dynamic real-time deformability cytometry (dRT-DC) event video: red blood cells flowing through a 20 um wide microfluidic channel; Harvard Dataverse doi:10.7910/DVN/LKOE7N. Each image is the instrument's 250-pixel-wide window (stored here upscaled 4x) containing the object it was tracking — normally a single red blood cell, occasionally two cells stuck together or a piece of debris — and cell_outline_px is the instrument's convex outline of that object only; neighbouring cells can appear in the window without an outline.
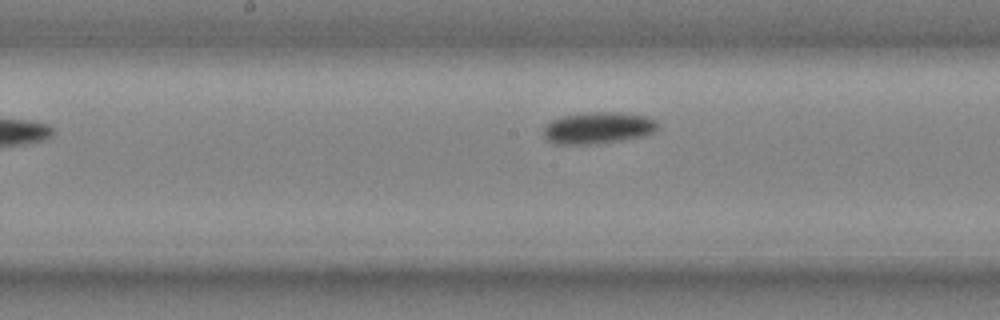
{"species": "common noctule bat (a hibernating species)", "species_latin": "Nyctalus noctula", "temperature_condition": "cold", "stored_images_in_passage": 8, "camera_frame_rate_fps": 3000, "um_per_image_px": 0.085, "animal": {"sex": "male", "body_mass_g": 20.4}, "frame": {"image": 1, "passage_image": 7, "time_ms": 2.0, "image_size_px": [1000, 320], "cell_outline_px": [[660, 124], [656, 132], [644, 136], [624, 140], [596, 144], [556, 144], [548, 140], [544, 136], [544, 128], [552, 120], [560, 116], [584, 112], [616, 112], [648, 116], [656, 120]], "centroid_in_image_um": [50.89, 10.87], "position_along_channel_um": 197.3, "area_um2": 21.44}}
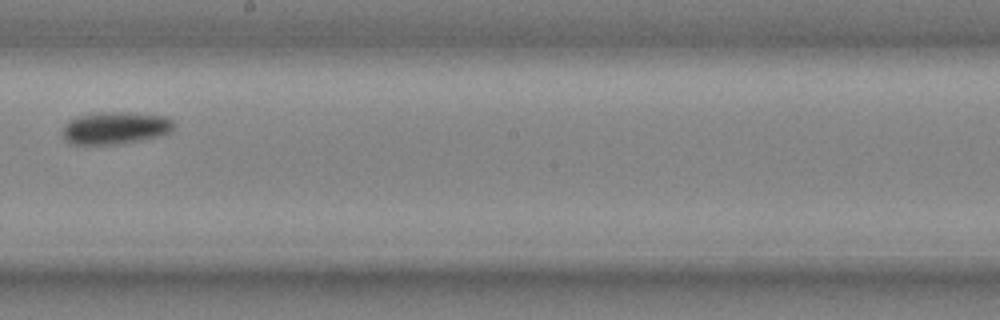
{"frame": {"image": 2, "passage_image": 8, "time_ms": 2.333, "image_size_px": [1000, 320], "cell_outline_px": [[176, 124], [172, 132], [160, 136], [140, 140], [116, 144], [72, 144], [64, 136], [64, 124], [76, 116], [96, 112], [132, 112], [164, 116], [172, 120]], "centroid_in_image_um": [9.85, 10.86], "position_along_channel_um": 238.3, "area_um2": 21.04}}